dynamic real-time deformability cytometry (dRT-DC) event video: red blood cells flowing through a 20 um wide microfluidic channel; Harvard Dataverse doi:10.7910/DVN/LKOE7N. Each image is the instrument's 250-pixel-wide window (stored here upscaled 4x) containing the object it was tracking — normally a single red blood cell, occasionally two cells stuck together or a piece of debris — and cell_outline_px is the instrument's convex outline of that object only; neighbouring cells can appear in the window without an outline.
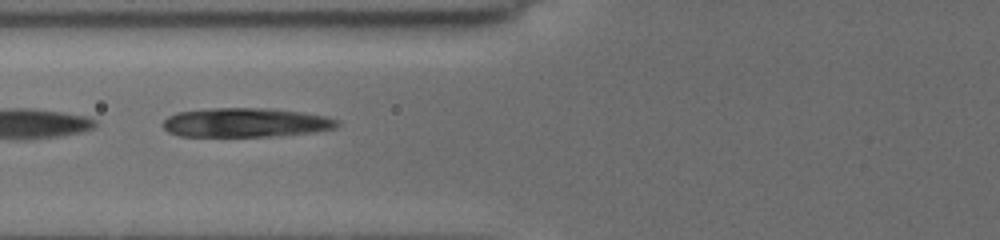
{"species": "common noctule bat (a hibernating species)", "species_latin": "Nyctalus noctula", "temperature_condition": "cold", "stored_images_in_passage": 4, "camera_frame_rate_fps": 3000, "um_per_image_px": 0.085, "animal": {"sex": "female", "body_mass_g": 19.5, "forearm_length_mm": 54.1}, "frame": {"image": 1, "passage_image": 3, "time_ms": 2.0, "image_size_px": [1000, 240], "cell_outline_px": [[340, 124], [336, 128], [312, 132], [276, 136], [180, 136], [168, 132], [160, 124], [168, 116], [176, 112], [208, 108], [268, 108], [304, 112], [324, 116], [340, 120]], "centroid_in_image_um": [20.87, 10.41], "position_along_channel_um": 104.9, "area_um2": 29.88}}